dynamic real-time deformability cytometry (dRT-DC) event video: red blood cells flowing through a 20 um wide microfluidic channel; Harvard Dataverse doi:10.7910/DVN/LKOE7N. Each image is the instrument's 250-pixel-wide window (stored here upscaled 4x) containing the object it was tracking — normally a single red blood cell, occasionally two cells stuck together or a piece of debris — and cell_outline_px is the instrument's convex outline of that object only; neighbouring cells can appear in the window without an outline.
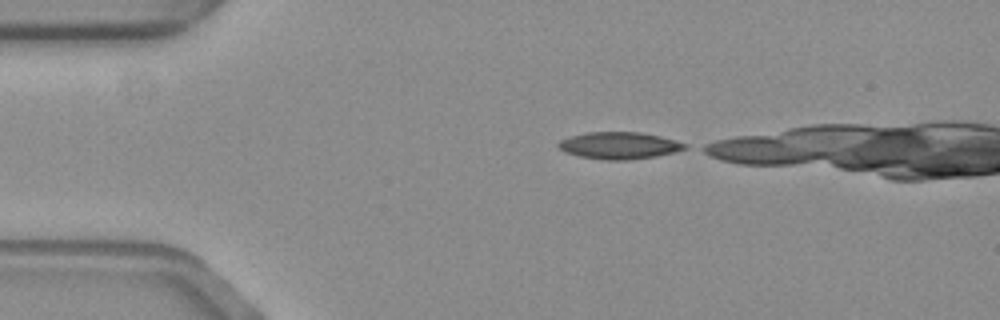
{"species": "common noctule bat (a hibernating species)", "species_latin": "Nyctalus noctula", "temperature_condition": "warm", "stored_images_in_passage": 11, "camera_frame_rate_fps": 3000, "um_per_image_px": 0.085, "animal": {"sex": "female", "body_mass_g": 19.3, "forearm_length_mm": 54.1}, "frame": {"image": 1, "passage_image": 1, "time_ms": 0.0, "image_size_px": [1000, 320], "cell_outline_px": [[688, 148], [676, 152], [656, 156], [628, 160], [604, 160], [580, 156], [568, 152], [560, 148], [556, 144], [560, 140], [572, 136], [588, 132], [640, 132], [660, 136], [688, 144]], "centroid_in_image_um": [52.68, 12.37], "position_along_channel_um": 32.3, "area_um2": 19.77}}
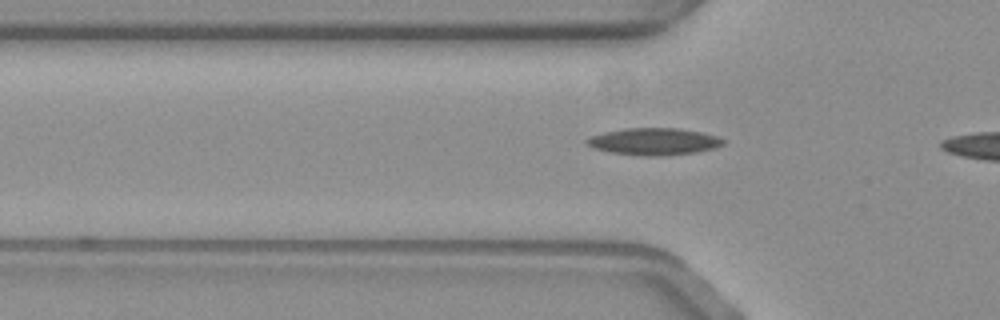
{"frame": {"image": 2, "passage_image": 8, "time_ms": 2.333, "image_size_px": [1000, 320], "cell_outline_px": [[724, 144], [716, 148], [696, 152], [660, 156], [644, 156], [608, 152], [592, 148], [584, 140], [592, 136], [604, 132], [624, 128], [676, 128], [700, 132], [716, 136], [724, 140]], "centroid_in_image_um": [55.56, 12.03], "position_along_channel_um": 70.2, "area_um2": 21.44}}